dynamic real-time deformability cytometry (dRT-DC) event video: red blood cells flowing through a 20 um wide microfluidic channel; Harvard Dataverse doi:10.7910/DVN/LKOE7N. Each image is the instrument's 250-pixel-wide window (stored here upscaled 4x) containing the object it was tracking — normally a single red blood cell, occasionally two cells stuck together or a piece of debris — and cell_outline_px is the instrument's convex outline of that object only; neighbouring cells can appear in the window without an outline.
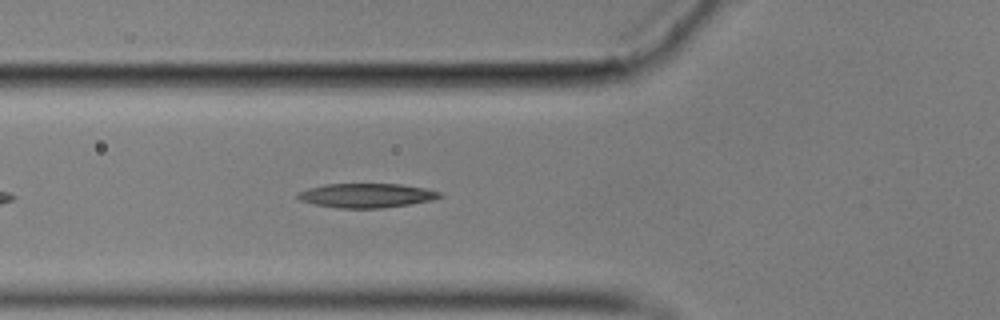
{"species": "common noctule bat (a hibernating species)", "species_latin": "Nyctalus noctula", "temperature_condition": "cold", "stored_images_in_passage": 25, "camera_frame_rate_fps": 3000, "um_per_image_px": 0.085, "animal": {"sex": "male", "body_mass_g": 17.9}, "frame": {"image": 1, "passage_image": 7, "time_ms": 2.0, "image_size_px": [1000, 320], "cell_outline_px": [[444, 196], [432, 200], [408, 204], [380, 208], [340, 208], [316, 204], [300, 200], [296, 196], [296, 192], [308, 188], [324, 184], [400, 184], [424, 188], [440, 192]], "centroid_in_image_um": [31.13, 16.61], "position_along_channel_um": 94.7, "area_um2": 19.94}}
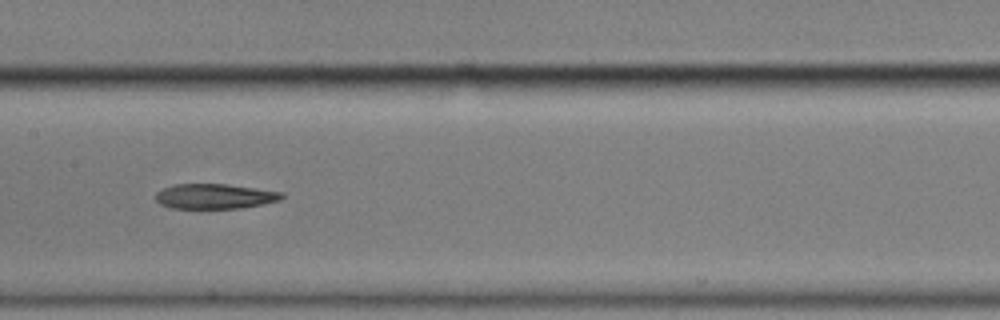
{"frame": {"image": 2, "passage_image": 15, "time_ms": 4.667, "image_size_px": [1000, 320], "cell_outline_px": [[284, 196], [280, 200], [264, 204], [240, 208], [172, 208], [160, 204], [156, 200], [156, 192], [172, 184], [228, 184], [284, 192]], "centroid_in_image_um": [18.27, 16.68], "position_along_channel_um": 189.1, "area_um2": 18.44}}
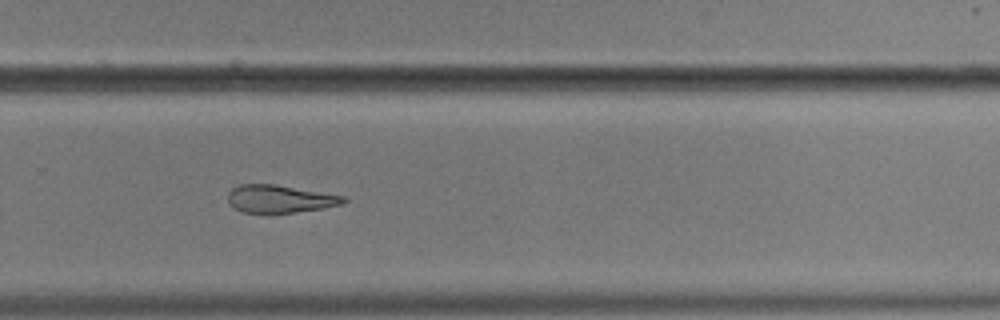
{"frame": {"image": 3, "passage_image": 25, "time_ms": 8.0, "image_size_px": [1000, 320], "cell_outline_px": [[348, 200], [344, 204], [324, 208], [272, 216], [268, 216], [240, 212], [228, 204], [228, 192], [232, 188], [240, 184], [276, 184], [344, 196]], "centroid_in_image_um": [23.74, 16.95], "position_along_channel_um": 306.1, "area_um2": 19.65}}